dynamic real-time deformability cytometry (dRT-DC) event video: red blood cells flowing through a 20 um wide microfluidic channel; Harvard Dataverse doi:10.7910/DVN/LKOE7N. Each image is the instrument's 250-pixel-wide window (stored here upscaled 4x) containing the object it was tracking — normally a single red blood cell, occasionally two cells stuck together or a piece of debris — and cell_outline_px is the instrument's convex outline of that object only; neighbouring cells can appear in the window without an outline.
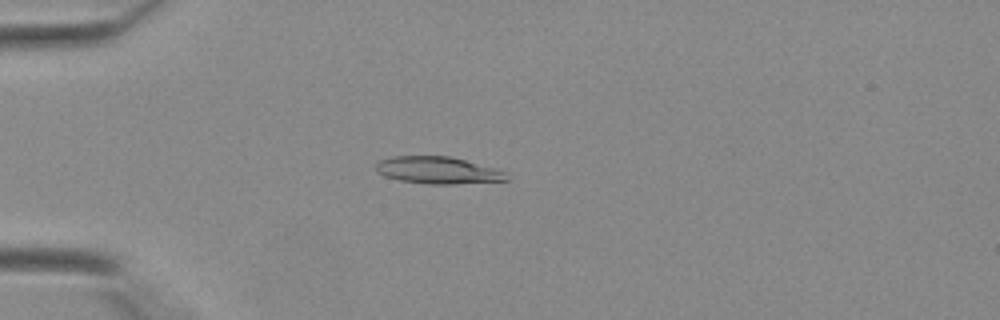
{"species": "Egyptian fruit bat (a non-hibernating species)", "species_latin": "Rousettus aegyptiacus", "temperature_condition": "warm", "stored_images_in_passage": 32, "camera_frame_rate_fps": 3000, "um_per_image_px": 0.085, "animal": {"sex": "female"}, "frame": {"image": 1, "passage_image": 2, "time_ms": 0.333, "image_size_px": [1000, 320], "cell_outline_px": [[508, 180], [452, 184], [424, 184], [400, 180], [384, 176], [376, 172], [376, 164], [380, 160], [392, 156], [448, 156], [496, 168], [504, 172]], "centroid_in_image_um": [37.17, 14.47], "position_along_channel_um": 47.8, "area_um2": 20.46}}
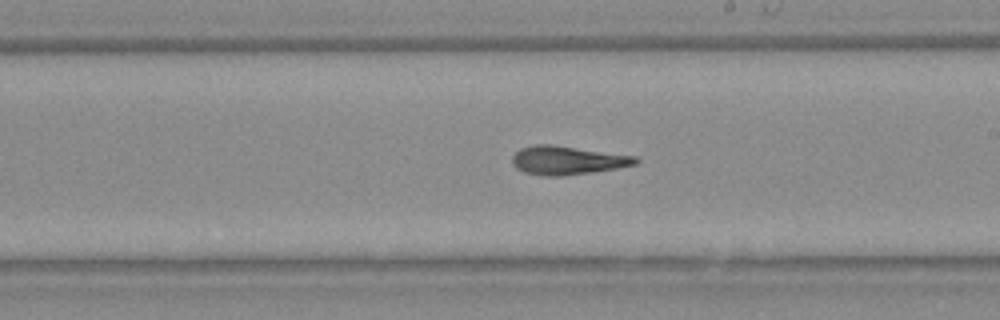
{"frame": {"image": 2, "passage_image": 15, "time_ms": 4.667, "image_size_px": [1000, 320], "cell_outline_px": [[640, 160], [636, 164], [616, 168], [564, 176], [544, 176], [524, 172], [516, 168], [512, 164], [512, 156], [520, 148], [536, 144], [552, 144], [636, 156]], "centroid_in_image_um": [48.2, 13.62], "position_along_channel_um": 240.8, "area_um2": 20.58}}
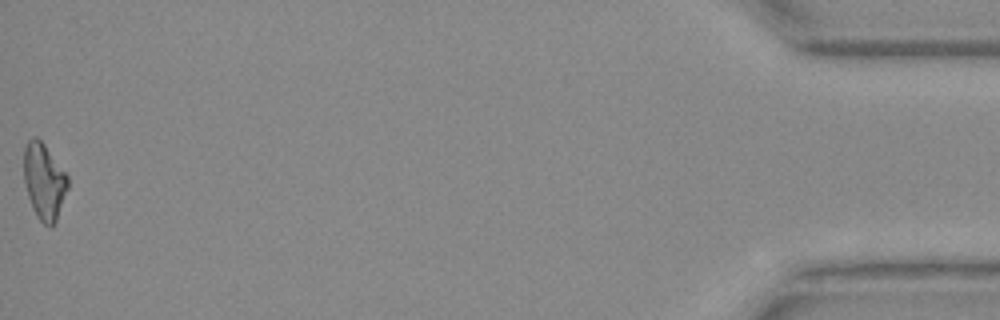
{"frame": {"image": 3, "passage_image": 32, "time_ms": 10.333, "image_size_px": [1000, 320], "cell_outline_px": [[68, 188], [56, 220], [52, 228], [44, 224], [36, 216], [28, 196], [24, 180], [24, 148], [28, 140], [32, 136], [36, 136], [44, 144], [68, 176]], "centroid_in_image_um": [3.74, 15.41], "position_along_channel_um": 431.5, "area_um2": 19.36}}